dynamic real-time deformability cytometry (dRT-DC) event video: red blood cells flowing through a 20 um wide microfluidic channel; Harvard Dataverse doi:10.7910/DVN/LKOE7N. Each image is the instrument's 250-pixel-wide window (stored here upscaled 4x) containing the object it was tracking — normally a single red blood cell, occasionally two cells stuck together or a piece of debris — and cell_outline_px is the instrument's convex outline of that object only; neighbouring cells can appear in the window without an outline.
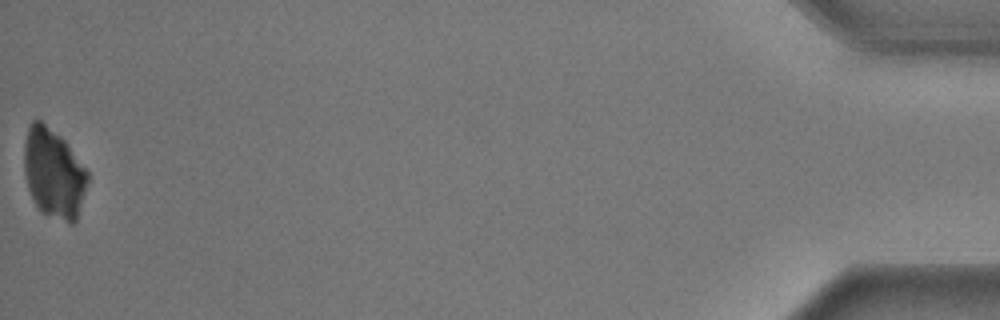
{"species": "common noctule bat (a hibernating species)", "species_latin": "Nyctalus noctula", "temperature_condition": "warm", "stored_images_in_passage": 39, "camera_frame_rate_fps": 3000, "um_per_image_px": 0.085, "animal": {"sex": "male", "body_mass_g": 17.9}, "frame": {"image": 1, "passage_image": 39, "time_ms": 12.667, "image_size_px": [1000, 320], "cell_outline_px": [[88, 180], [76, 220], [72, 224], [68, 224], [44, 212], [36, 204], [28, 188], [24, 176], [24, 144], [28, 128], [32, 120], [40, 120], [60, 136], [64, 140], [88, 172]], "centroid_in_image_um": [4.55, 14.72], "position_along_channel_um": 430.7, "area_um2": 32.66}}